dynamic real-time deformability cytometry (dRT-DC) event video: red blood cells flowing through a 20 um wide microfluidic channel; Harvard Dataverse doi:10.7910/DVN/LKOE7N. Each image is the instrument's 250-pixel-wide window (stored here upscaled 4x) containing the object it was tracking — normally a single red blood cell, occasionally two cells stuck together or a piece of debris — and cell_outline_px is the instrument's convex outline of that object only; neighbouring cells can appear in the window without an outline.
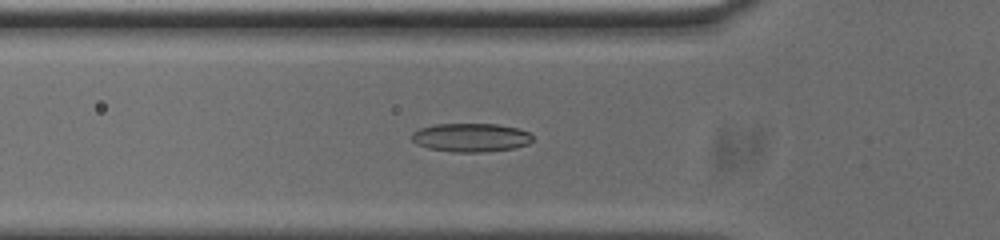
{"species": "common noctule bat (a hibernating species)", "species_latin": "Nyctalus noctula", "temperature_condition": "cold", "stored_images_in_passage": 53, "camera_frame_rate_fps": 3000, "um_per_image_px": 0.085, "animal": {"sex": "male", "body_mass_g": 20.0, "forearm_length_mm": 53.3}, "frame": {"image": 1, "passage_image": 17, "time_ms": 5.333, "image_size_px": [1000, 240], "cell_outline_px": [[532, 140], [528, 144], [512, 148], [484, 152], [452, 152], [428, 148], [416, 144], [412, 140], [412, 132], [420, 128], [432, 124], [496, 124], [520, 128], [528, 132], [532, 136]], "centroid_in_image_um": [40.0, 11.68], "position_along_channel_um": 85.8, "area_um2": 20.23}}
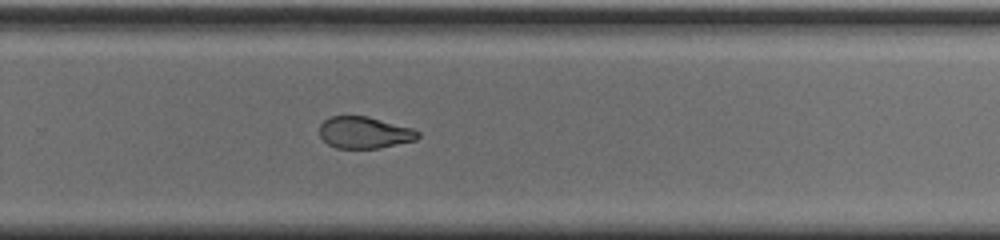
{"frame": {"image": 2, "passage_image": 34, "time_ms": 11.0, "image_size_px": [1000, 240], "cell_outline_px": [[420, 136], [416, 140], [380, 148], [336, 148], [328, 144], [320, 136], [320, 124], [328, 116], [368, 116], [412, 128], [420, 132]], "centroid_in_image_um": [30.98, 11.26], "position_along_channel_um": 298.8, "area_um2": 18.26}}
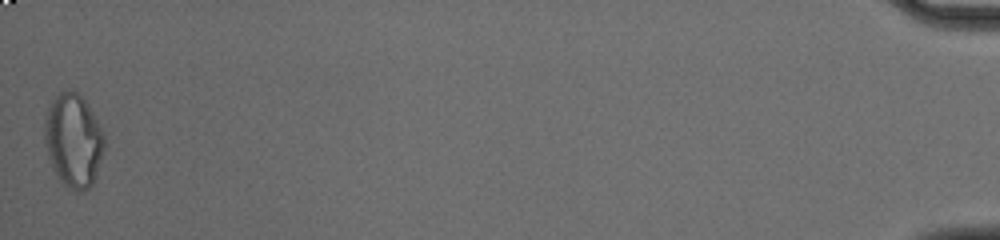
{"frame": {"image": 3, "passage_image": 53, "time_ms": 17.333, "image_size_px": [1000, 240], "cell_outline_px": [[104, 148], [92, 184], [84, 192], [76, 192], [64, 184], [60, 180], [52, 168], [44, 140], [44, 124], [48, 108], [52, 100], [60, 92], [72, 88], [88, 104], [104, 136]], "centroid_in_image_um": [6.22, 11.93], "position_along_channel_um": 429.0, "area_um2": 32.19}, "authors_computed_cell_mechanics": {"area_um2": 19.7676, "velocity_mm_per_s": 3.7621, "shape_relaxation_time_tau1_ms": null, "shape_relaxation_time_tau2_ms": 2.6408, "deformation_change_tau1": null, "deformation_change_tau2": 0.0859}}